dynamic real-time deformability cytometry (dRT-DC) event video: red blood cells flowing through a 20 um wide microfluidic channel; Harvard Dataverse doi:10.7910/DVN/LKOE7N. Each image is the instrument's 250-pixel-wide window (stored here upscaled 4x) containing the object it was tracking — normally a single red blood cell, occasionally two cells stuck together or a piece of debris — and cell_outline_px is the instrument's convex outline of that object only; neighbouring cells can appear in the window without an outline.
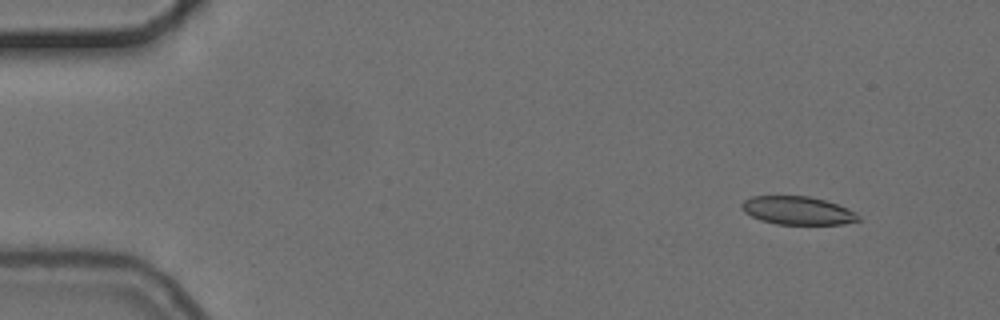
{"species": "common noctule bat (a hibernating species)", "species_latin": "Nyctalus noctula", "temperature_condition": "cold", "stored_images_in_passage": 4, "camera_frame_rate_fps": 3000, "um_per_image_px": 0.085, "animal": {"sex": "female", "body_mass_g": 24.6, "forearm_length_mm": 56.2}, "frame": {"image": 1, "passage_image": 2, "time_ms": 1.0, "image_size_px": [1000, 320], "cell_outline_px": [[860, 220], [844, 224], [776, 224], [760, 220], [744, 212], [740, 208], [740, 204], [744, 200], [752, 196], [808, 196], [824, 200], [848, 208], [856, 212], [860, 216]], "centroid_in_image_um": [67.78, 17.9], "position_along_channel_um": 17.2, "area_um2": 19.25}}